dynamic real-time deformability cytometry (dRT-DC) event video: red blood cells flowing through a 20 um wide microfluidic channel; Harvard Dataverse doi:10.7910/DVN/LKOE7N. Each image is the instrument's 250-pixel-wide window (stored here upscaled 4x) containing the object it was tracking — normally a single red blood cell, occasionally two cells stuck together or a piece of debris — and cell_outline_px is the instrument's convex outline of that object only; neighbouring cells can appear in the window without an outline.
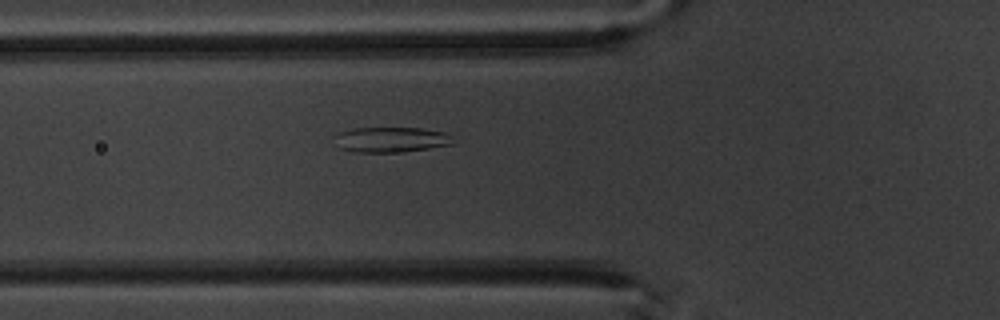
{"species": "common noctule bat (a hibernating species)", "species_latin": "Nyctalus noctula", "temperature_condition": "warm", "stored_images_in_passage": 6, "camera_frame_rate_fps": 3000, "um_per_image_px": 0.085, "animal": {"sex": "male", "body_mass_g": 20.1, "forearm_length_mm": 53.5}, "frame": {"image": 1, "passage_image": 6, "time_ms": 5.667, "image_size_px": [1000, 320], "cell_outline_px": [[452, 144], [404, 152], [356, 152], [340, 148], [340, 132], [352, 128], [420, 128], [444, 132], [452, 136]], "centroid_in_image_um": [33.32, 11.87], "position_along_channel_um": 92.5, "area_um2": 16.94}}